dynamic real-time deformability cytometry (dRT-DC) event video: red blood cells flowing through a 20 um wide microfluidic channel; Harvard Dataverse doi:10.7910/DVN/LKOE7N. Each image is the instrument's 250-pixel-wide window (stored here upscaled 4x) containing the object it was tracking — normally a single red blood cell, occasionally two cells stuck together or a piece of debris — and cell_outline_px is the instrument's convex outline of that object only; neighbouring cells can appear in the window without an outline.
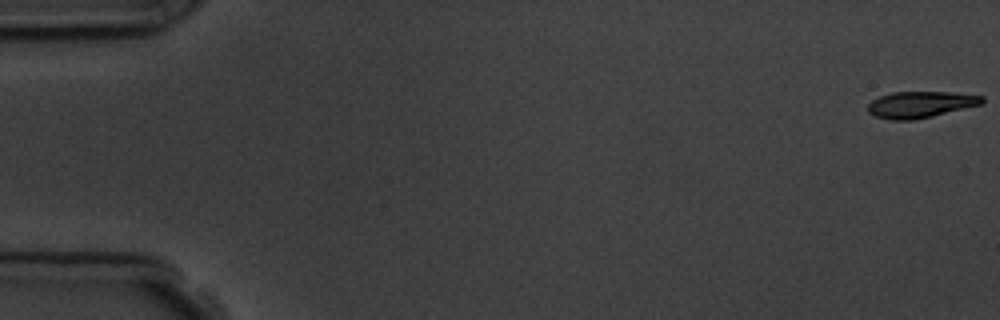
{"species": "common noctule bat (a hibernating species)", "species_latin": "Nyctalus noctula", "temperature_condition": "room temperature", "stored_images_in_passage": 5, "camera_frame_rate_fps": 3000, "um_per_image_px": 0.085, "animal": {"sex": "male", "body_mass_g": 19.5, "forearm_length_mm": 54.6}, "frame": {"image": 1, "passage_image": 1, "time_ms": 0.0, "image_size_px": [1000, 320], "cell_outline_px": [[984, 100], [980, 104], [932, 116], [912, 120], [892, 120], [876, 116], [868, 112], [868, 104], [872, 100], [880, 96], [892, 92], [948, 92], [984, 96]], "centroid_in_image_um": [78.2, 8.88], "position_along_channel_um": 6.8, "area_um2": 17.28}}
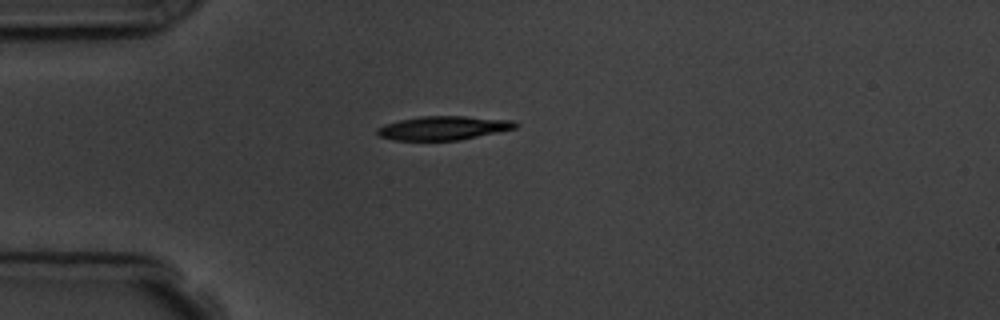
{"frame": {"image": 2, "passage_image": 5, "time_ms": 4.667, "image_size_px": [1000, 320], "cell_outline_px": [[520, 124], [516, 128], [460, 140], [392, 140], [380, 136], [376, 132], [376, 128], [384, 124], [400, 120], [424, 116], [464, 116], [516, 120]], "centroid_in_image_um": [37.72, 10.87], "position_along_channel_um": 47.3, "area_um2": 19.25}}